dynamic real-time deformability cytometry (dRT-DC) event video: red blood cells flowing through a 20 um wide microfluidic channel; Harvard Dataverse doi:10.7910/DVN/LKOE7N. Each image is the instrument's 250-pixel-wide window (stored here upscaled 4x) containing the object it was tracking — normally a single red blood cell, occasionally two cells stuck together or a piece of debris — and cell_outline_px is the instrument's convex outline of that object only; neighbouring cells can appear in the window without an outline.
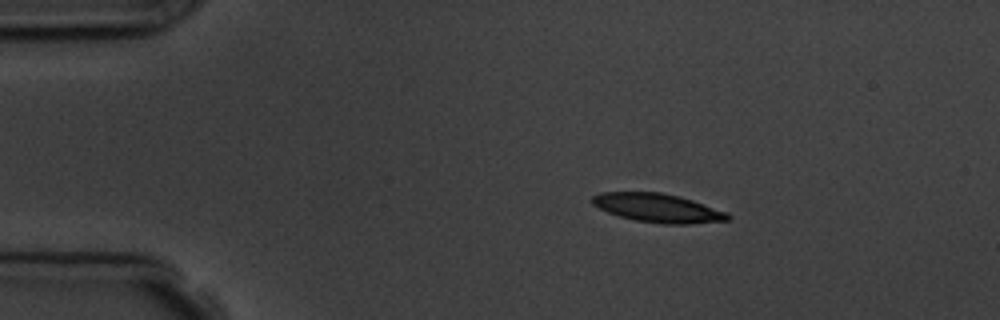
{"species": "common noctule bat (a hibernating species)", "species_latin": "Nyctalus noctula", "temperature_condition": "room temperature", "stored_images_in_passage": 3, "camera_frame_rate_fps": 3000, "um_per_image_px": 0.085, "animal": {"sex": "male", "body_mass_g": 19.5, "forearm_length_mm": 54.6}, "frame": {"image": 1, "passage_image": 2, "time_ms": 1.0, "image_size_px": [1000, 320], "cell_outline_px": [[732, 216], [728, 220], [692, 224], [664, 224], [636, 220], [620, 216], [608, 212], [592, 204], [592, 196], [600, 192], [660, 192], [680, 196], [728, 212]], "centroid_in_image_um": [55.94, 17.67], "position_along_channel_um": 29.1, "area_um2": 22.66}}